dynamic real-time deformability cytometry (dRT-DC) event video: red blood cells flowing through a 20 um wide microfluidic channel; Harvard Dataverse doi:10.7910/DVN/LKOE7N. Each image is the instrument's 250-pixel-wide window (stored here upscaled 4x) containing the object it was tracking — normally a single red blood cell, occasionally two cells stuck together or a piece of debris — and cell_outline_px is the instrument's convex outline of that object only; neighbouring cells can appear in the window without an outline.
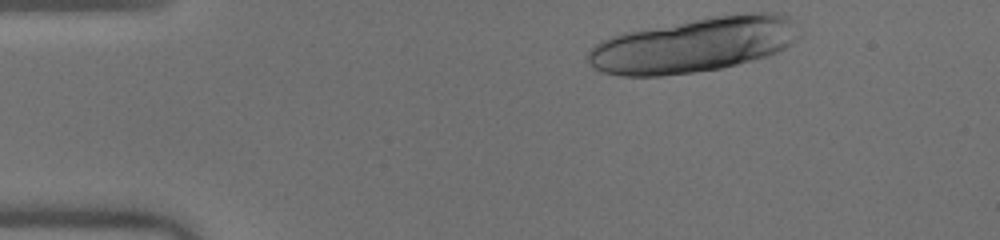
{"species": "human", "species_latin": "Homo sapiens", "temperature_condition": "warm", "stored_images_in_passage": 11, "camera_frame_rate_fps": 3000, "um_per_image_px": 0.085, "donor": {"sex": "male"}, "frame": {"image": 1, "passage_image": 1, "time_ms": 0.0, "image_size_px": [1000, 240], "cell_outline_px": [[800, 36], [792, 44], [768, 56], [720, 68], [692, 72], [660, 76], [620, 76], [600, 72], [592, 68], [588, 60], [588, 52], [596, 44], [612, 36], [624, 32], [708, 16], [744, 12], [784, 12], [788, 16]], "centroid_in_image_um": [58.99, 3.8], "position_along_channel_um": 26.0, "area_um2": 67.63}}